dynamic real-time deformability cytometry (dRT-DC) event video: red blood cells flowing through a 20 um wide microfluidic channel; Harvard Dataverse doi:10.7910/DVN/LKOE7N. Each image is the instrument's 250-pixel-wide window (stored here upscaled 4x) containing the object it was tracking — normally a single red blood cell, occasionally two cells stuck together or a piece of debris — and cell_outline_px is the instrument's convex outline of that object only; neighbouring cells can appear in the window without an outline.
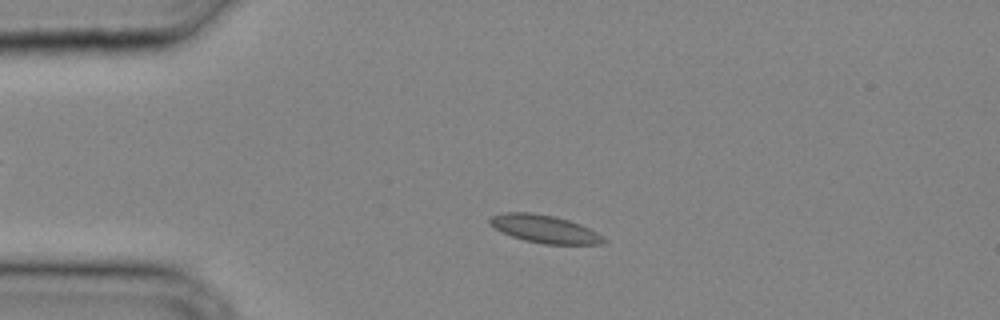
{"species": "common noctule bat (a hibernating species)", "species_latin": "Nyctalus noctula", "temperature_condition": "cold", "stored_images_in_passage": 30, "camera_frame_rate_fps": 3000, "um_per_image_px": 0.085, "animal": {"sex": "male", "body_mass_g": 20.4}, "frame": {"image": 1, "passage_image": 5, "time_ms": 1.333, "image_size_px": [1000, 320], "cell_outline_px": [[608, 240], [604, 244], [544, 244], [524, 240], [512, 236], [488, 224], [488, 220], [492, 216], [504, 212], [532, 212], [552, 216], [568, 220], [580, 224], [596, 232]], "centroid_in_image_um": [46.29, 19.46], "position_along_channel_um": 38.7, "area_um2": 18.32}}
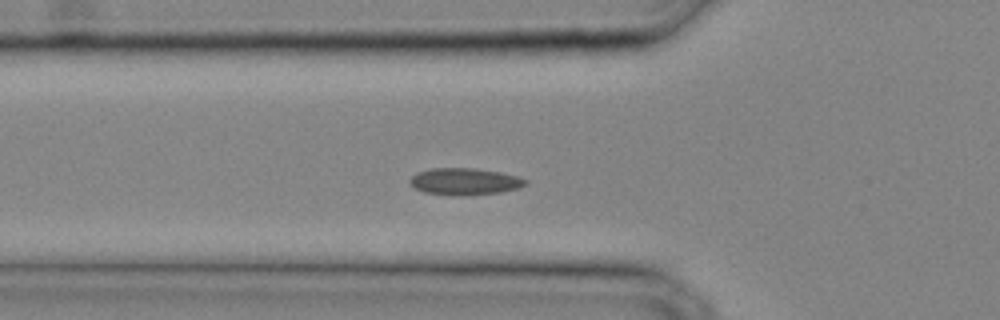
{"frame": {"image": 2, "passage_image": 9, "time_ms": 2.667, "image_size_px": [1000, 320], "cell_outline_px": [[528, 184], [516, 188], [500, 192], [424, 192], [416, 188], [408, 180], [416, 172], [432, 168], [476, 168], [500, 172], [520, 176], [528, 180]], "centroid_in_image_um": [39.54, 15.35], "position_along_channel_um": 86.3, "area_um2": 16.99}}
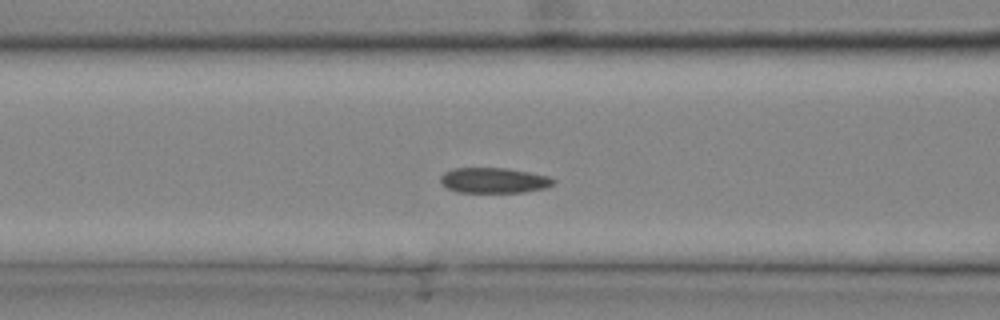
{"frame": {"image": 3, "passage_image": 11, "time_ms": 3.333, "image_size_px": [1000, 320], "cell_outline_px": [[556, 180], [552, 184], [544, 188], [524, 192], [456, 192], [448, 188], [440, 180], [440, 176], [444, 172], [452, 168], [508, 168], [548, 176]], "centroid_in_image_um": [41.96, 15.32], "position_along_channel_um": 124.6, "area_um2": 16.59}}